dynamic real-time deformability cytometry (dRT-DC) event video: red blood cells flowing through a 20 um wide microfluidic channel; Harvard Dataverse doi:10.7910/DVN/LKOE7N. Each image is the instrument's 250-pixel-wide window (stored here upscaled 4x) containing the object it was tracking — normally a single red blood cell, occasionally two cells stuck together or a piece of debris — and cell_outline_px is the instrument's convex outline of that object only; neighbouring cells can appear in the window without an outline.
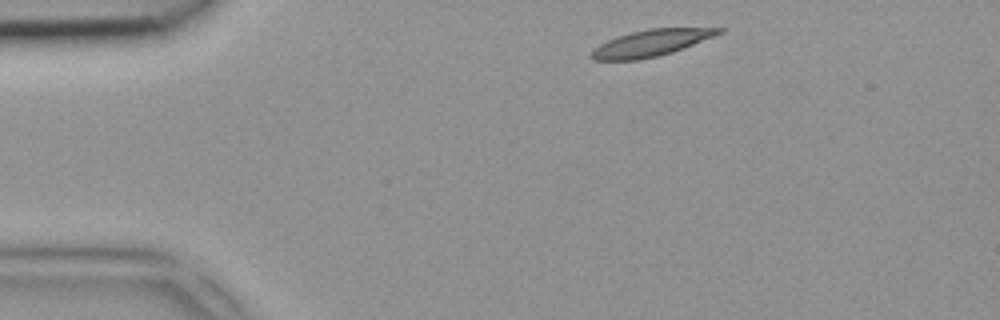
{"species": "common noctule bat (a hibernating species)", "species_latin": "Nyctalus noctula", "temperature_condition": "room temperature", "stored_images_in_passage": 3, "camera_frame_rate_fps": 3000, "um_per_image_px": 0.085, "animal": {"sex": "female", "body_mass_g": 18.4}, "frame": {"image": 1, "passage_image": 1, "time_ms": 0.0, "image_size_px": [1000, 320], "cell_outline_px": [[724, 32], [672, 52], [640, 60], [592, 60], [588, 56], [600, 44], [616, 36], [648, 28], [724, 28]], "centroid_in_image_um": [55.31, 3.66], "position_along_channel_um": 29.7, "area_um2": 19.48}}